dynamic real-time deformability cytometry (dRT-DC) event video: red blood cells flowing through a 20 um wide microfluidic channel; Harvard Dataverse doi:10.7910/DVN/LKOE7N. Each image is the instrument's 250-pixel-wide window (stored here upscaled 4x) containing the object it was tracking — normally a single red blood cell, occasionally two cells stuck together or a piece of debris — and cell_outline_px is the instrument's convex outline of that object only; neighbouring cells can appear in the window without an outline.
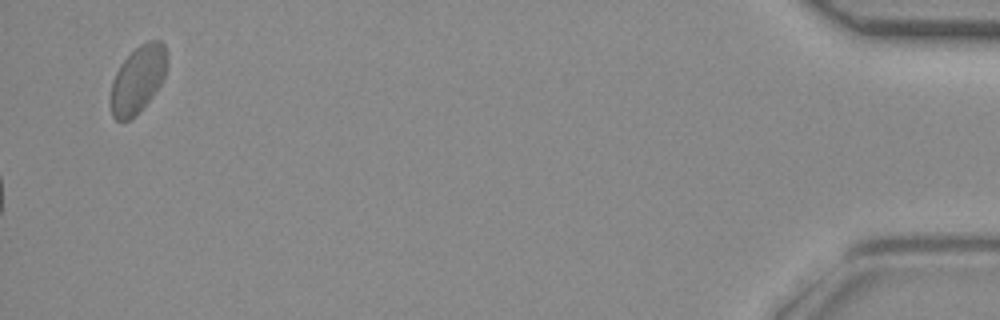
{"species": "common noctule bat (a hibernating species)", "species_latin": "Nyctalus noctula", "temperature_condition": "room temperature", "stored_images_in_passage": 45, "camera_frame_rate_fps": 3000, "um_per_image_px": 0.085, "animal": {"sex": "female", "body_mass_g": 29.2, "forearm_length_mm": 56.3}, "frame": {"image": 1, "passage_image": 45, "time_ms": 14.667, "image_size_px": [1000, 320], "cell_outline_px": [[168, 64], [164, 76], [160, 84], [152, 96], [140, 112], [136, 116], [128, 120], [116, 120], [112, 116], [112, 80], [120, 64], [140, 44], [148, 40], [160, 40], [164, 44], [168, 60]], "centroid_in_image_um": [11.75, 6.73], "position_along_channel_um": 423.5, "area_um2": 21.91}}